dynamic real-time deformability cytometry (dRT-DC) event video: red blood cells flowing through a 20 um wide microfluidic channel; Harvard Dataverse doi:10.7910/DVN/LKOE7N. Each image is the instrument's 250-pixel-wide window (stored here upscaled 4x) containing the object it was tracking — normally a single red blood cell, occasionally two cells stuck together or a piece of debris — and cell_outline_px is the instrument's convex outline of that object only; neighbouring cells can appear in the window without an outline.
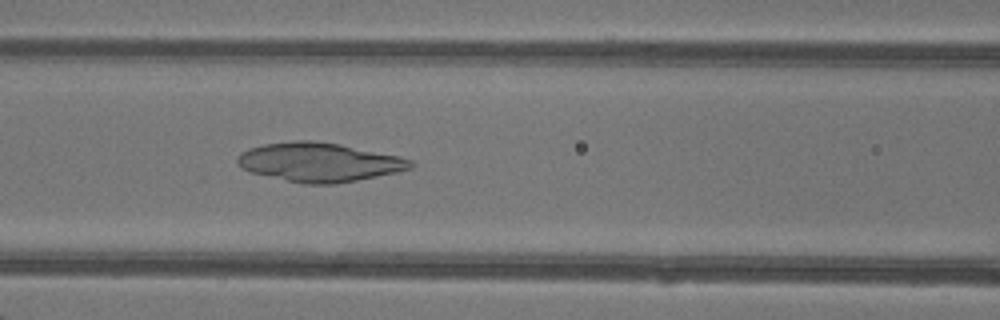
{"species": "common noctule bat (a hibernating species)", "species_latin": "Nyctalus noctula", "temperature_condition": "warm", "stored_images_in_passage": 39, "camera_frame_rate_fps": 3000, "um_per_image_px": 0.085, "animal": {"sex": "female"}, "frame": {"image": 1, "passage_image": 14, "time_ms": 4.333, "image_size_px": [1000, 320], "cell_outline_px": [[416, 164], [412, 168], [396, 172], [336, 184], [304, 184], [252, 172], [236, 164], [236, 160], [240, 152], [248, 148], [264, 144], [292, 140], [308, 140], [340, 144], [400, 156], [412, 160]], "centroid_in_image_um": [27.14, 13.77], "position_along_channel_um": 139.5, "area_um2": 39.25}}
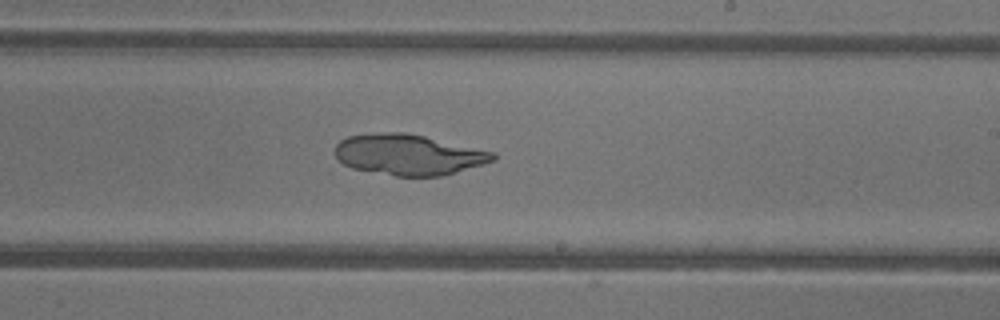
{"frame": {"image": 2, "passage_image": 22, "time_ms": 7.0, "image_size_px": [1000, 320], "cell_outline_px": [[496, 160], [440, 176], [396, 176], [352, 168], [336, 160], [336, 144], [340, 140], [348, 136], [376, 132], [408, 132], [496, 152]], "centroid_in_image_um": [34.71, 13.13], "position_along_channel_um": 254.3, "area_um2": 37.57}}
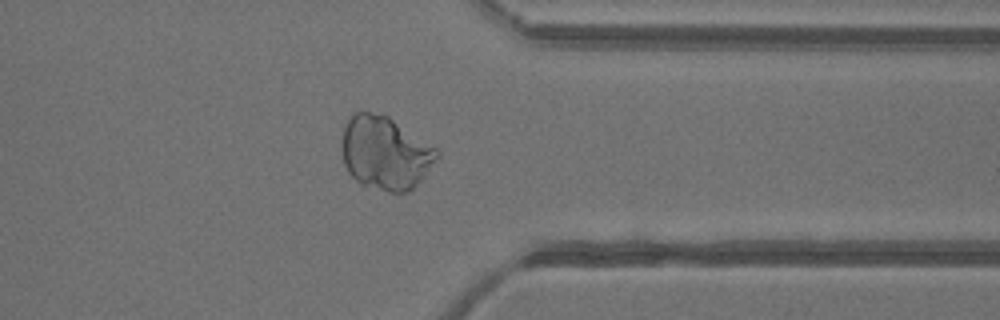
{"frame": {"image": 3, "passage_image": 31, "time_ms": 10.0, "image_size_px": [1000, 320], "cell_outline_px": [[440, 156], [424, 176], [408, 192], [388, 192], [364, 188], [348, 172], [344, 164], [340, 148], [340, 144], [344, 124], [356, 112], [372, 112], [388, 116], [436, 148], [440, 152]], "centroid_in_image_um": [32.7, 13.02], "position_along_channel_um": 378.7, "area_um2": 40.98}}